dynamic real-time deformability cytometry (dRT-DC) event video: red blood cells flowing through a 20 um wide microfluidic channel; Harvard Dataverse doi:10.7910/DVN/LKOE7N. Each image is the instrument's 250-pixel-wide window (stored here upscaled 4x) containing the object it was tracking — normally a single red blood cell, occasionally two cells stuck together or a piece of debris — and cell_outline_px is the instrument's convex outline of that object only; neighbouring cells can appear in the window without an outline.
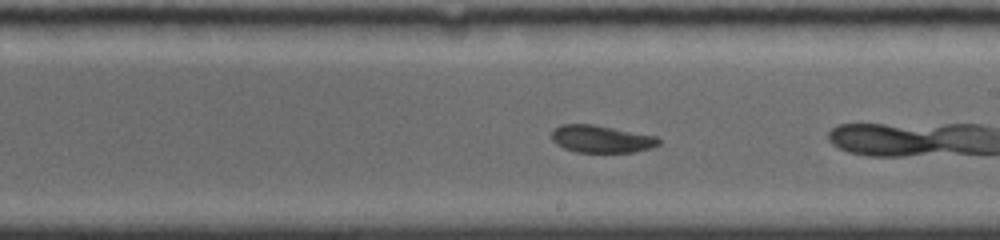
{"species": "common noctule bat (a hibernating species)", "species_latin": "Nyctalus noctula", "temperature_condition": "room temperature", "stored_images_in_passage": 23, "camera_frame_rate_fps": 4000, "um_per_image_px": 0.085, "animal": {"sex": "female", "body_mass_g": 19.0, "forearm_length_mm": 56.7}, "frame": {"image": 1, "passage_image": 14, "time_ms": 4.75, "image_size_px": [1000, 240], "cell_outline_px": [[660, 144], [652, 148], [636, 152], [576, 152], [564, 148], [556, 144], [552, 140], [552, 132], [560, 124], [592, 124], [656, 136], [660, 140]], "centroid_in_image_um": [51.12, 11.82], "position_along_channel_um": 237.9, "area_um2": 17.05}}